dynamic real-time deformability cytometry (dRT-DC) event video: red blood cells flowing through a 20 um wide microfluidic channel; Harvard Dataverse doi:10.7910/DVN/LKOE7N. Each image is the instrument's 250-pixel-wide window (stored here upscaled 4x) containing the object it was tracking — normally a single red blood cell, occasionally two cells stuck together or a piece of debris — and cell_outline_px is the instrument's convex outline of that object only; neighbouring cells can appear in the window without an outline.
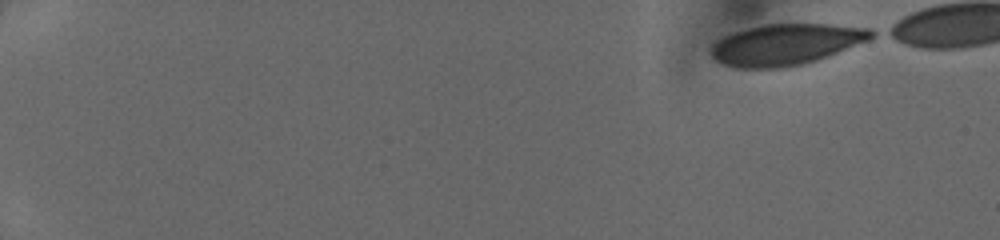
{"species": "human", "species_latin": "Homo sapiens", "temperature_condition": "cold", "stored_images_in_passage": 21, "camera_frame_rate_fps": 3000, "um_per_image_px": 0.085, "donor": {"sex": "female"}, "frame": {"image": 1, "passage_image": 1, "time_ms": 0.0, "image_size_px": [1000, 240], "cell_outline_px": [[876, 36], [868, 40], [828, 56], [816, 60], [800, 64], [780, 68], [736, 68], [724, 64], [716, 60], [708, 52], [708, 48], [716, 40], [732, 32], [748, 28], [768, 24], [824, 24], [868, 28], [876, 32]], "centroid_in_image_um": [66.75, 3.78], "position_along_channel_um": 18.2, "area_um2": 38.32}}
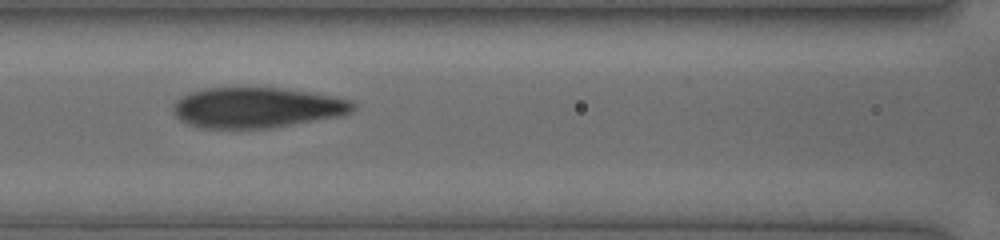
{"frame": {"image": 2, "passage_image": 18, "time_ms": 7.0, "image_size_px": [1000, 240], "cell_outline_px": [[356, 108], [352, 112], [340, 116], [268, 128], [204, 128], [188, 124], [180, 120], [176, 116], [172, 108], [172, 104], [176, 100], [200, 88], [284, 88], [312, 92], [332, 96], [348, 100], [356, 104]], "centroid_in_image_um": [21.83, 9.14], "position_along_channel_um": 144.8, "area_um2": 42.31}}
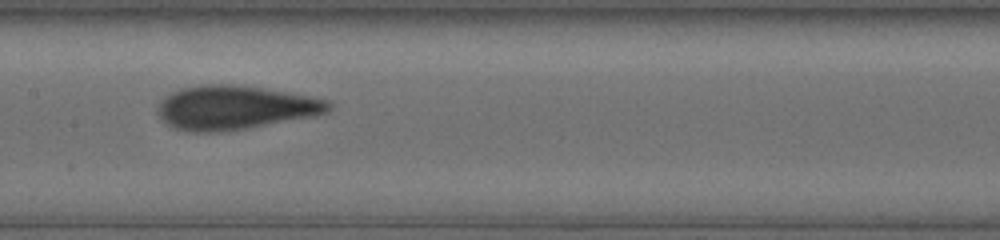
{"frame": {"image": 3, "passage_image": 20, "time_ms": 8.0, "image_size_px": [1000, 240], "cell_outline_px": [[332, 108], [328, 112], [312, 116], [248, 128], [216, 132], [192, 132], [172, 128], [160, 120], [156, 112], [160, 100], [164, 96], [180, 88], [204, 84], [232, 84], [264, 88], [288, 92], [328, 100], [332, 104]], "centroid_in_image_um": [19.91, 9.14], "position_along_channel_um": 187.5, "area_um2": 43.99}}